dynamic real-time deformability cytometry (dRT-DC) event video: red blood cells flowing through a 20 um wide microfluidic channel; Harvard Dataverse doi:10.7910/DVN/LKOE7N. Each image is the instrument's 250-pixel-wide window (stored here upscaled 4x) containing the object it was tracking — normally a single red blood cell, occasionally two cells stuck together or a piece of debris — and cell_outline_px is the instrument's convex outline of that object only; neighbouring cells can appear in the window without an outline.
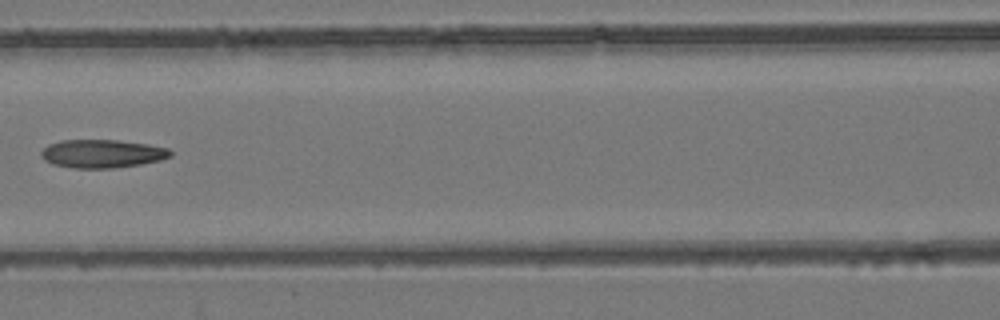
{"species": "common noctule bat (a hibernating species)", "species_latin": "Nyctalus noctula", "temperature_condition": "room temperature", "stored_images_in_passage": 7, "camera_frame_rate_fps": 3000, "um_per_image_px": 0.085, "animal": {"sex": "female", "body_mass_g": 24.6, "forearm_length_mm": 56.2}, "frame": {"image": 1, "passage_image": 7, "time_ms": 2.0, "image_size_px": [1000, 320], "cell_outline_px": [[172, 156], [160, 160], [140, 164], [112, 168], [72, 168], [52, 164], [44, 160], [40, 156], [40, 152], [48, 144], [60, 140], [116, 140], [148, 144], [168, 148], [172, 152]], "centroid_in_image_um": [8.65, 13.06], "position_along_channel_um": 157.9, "area_um2": 21.39}}